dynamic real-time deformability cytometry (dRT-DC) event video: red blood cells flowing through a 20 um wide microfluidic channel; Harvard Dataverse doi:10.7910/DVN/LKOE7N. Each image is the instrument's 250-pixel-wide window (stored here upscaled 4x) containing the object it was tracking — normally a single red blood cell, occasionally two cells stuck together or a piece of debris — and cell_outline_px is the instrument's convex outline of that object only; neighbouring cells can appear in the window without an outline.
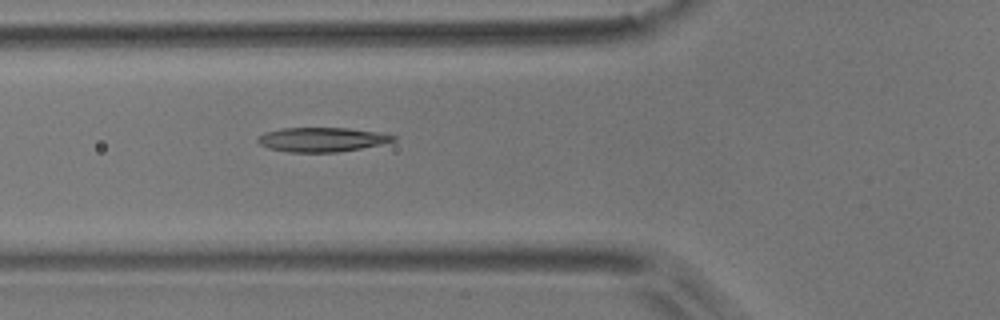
{"species": "common noctule bat (a hibernating species)", "species_latin": "Nyctalus noctula", "temperature_condition": "room temperature", "stored_images_in_passage": 4, "camera_frame_rate_fps": 3000, "um_per_image_px": 0.085, "animal": {"sex": "male", "body_mass_g": 17.9}, "frame": {"image": 1, "passage_image": 4, "time_ms": 1.0, "image_size_px": [1000, 320], "cell_outline_px": [[396, 140], [380, 144], [360, 148], [336, 152], [288, 152], [268, 148], [260, 144], [256, 140], [264, 132], [280, 128], [348, 128], [376, 132], [396, 136]], "centroid_in_image_um": [27.31, 11.86], "position_along_channel_um": 98.5, "area_um2": 19.02}}